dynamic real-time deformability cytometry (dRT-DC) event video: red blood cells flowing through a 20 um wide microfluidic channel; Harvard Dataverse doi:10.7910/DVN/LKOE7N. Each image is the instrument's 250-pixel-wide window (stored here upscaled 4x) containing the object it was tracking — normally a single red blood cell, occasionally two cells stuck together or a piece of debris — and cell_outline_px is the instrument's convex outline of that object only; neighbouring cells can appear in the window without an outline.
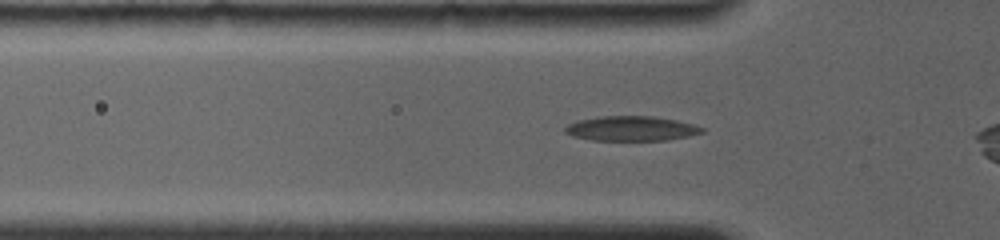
{"species": "common noctule bat (a hibernating species)", "species_latin": "Nyctalus noctula", "temperature_condition": "room temperature", "stored_images_in_passage": 17, "camera_frame_rate_fps": 4000, "um_per_image_px": 0.085, "animal": {"sex": "female", "body_mass_g": 19.0, "forearm_length_mm": 56.7}, "frame": {"image": 1, "passage_image": 7, "time_ms": 2.0, "image_size_px": [1000, 240], "cell_outline_px": [[704, 132], [688, 136], [668, 140], [592, 140], [572, 136], [564, 132], [564, 128], [568, 124], [576, 120], [600, 116], [652, 116], [676, 120], [696, 124], [704, 128]], "centroid_in_image_um": [53.65, 10.92], "position_along_channel_um": 72.1, "area_um2": 19.88}}
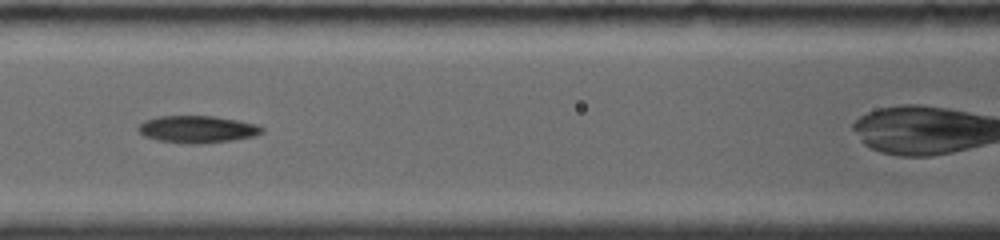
{"frame": {"image": 2, "passage_image": 12, "time_ms": 4.0, "image_size_px": [1000, 240], "cell_outline_px": [[264, 132], [252, 136], [232, 140], [196, 144], [188, 144], [156, 140], [144, 136], [136, 128], [144, 120], [160, 116], [212, 116], [236, 120], [256, 124], [264, 128]], "centroid_in_image_um": [16.74, 10.99], "position_along_channel_um": 149.9, "area_um2": 19.48}}
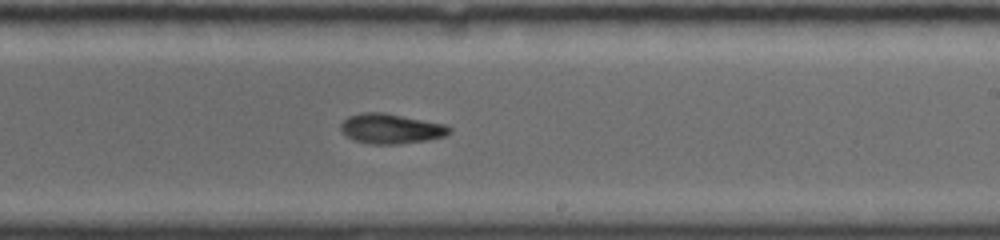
{"frame": {"image": 3, "passage_image": 17, "time_ms": 6.75, "image_size_px": [1000, 240], "cell_outline_px": [[452, 132], [444, 136], [428, 140], [396, 144], [372, 144], [356, 140], [348, 136], [340, 128], [340, 124], [348, 116], [360, 112], [384, 112], [444, 124], [452, 128]], "centroid_in_image_um": [33.25, 10.92], "position_along_channel_um": 255.8, "area_um2": 18.84}}